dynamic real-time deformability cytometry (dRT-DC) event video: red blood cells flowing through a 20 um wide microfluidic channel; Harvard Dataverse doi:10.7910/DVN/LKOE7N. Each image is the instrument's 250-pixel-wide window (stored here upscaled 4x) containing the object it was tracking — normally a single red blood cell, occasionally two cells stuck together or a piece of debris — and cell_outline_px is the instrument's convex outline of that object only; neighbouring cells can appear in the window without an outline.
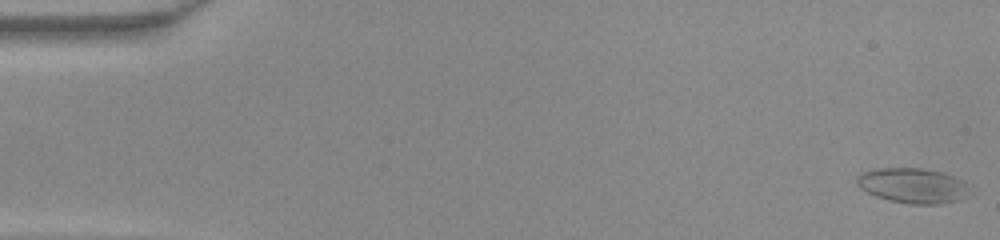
{"species": "common noctule bat (a hibernating species)", "species_latin": "Nyctalus noctula", "temperature_condition": "warm", "stored_images_in_passage": 48, "camera_frame_rate_fps": 3000, "um_per_image_px": 0.085, "animal": {"sex": "female", "body_mass_g": 22.0, "forearm_length_mm": 56.7}, "frame": {"image": 1, "passage_image": 1, "time_ms": 0.0, "image_size_px": [1000, 240], "cell_outline_px": [[964, 188], [960, 200], [940, 204], [908, 204], [888, 200], [876, 196], [860, 188], [856, 184], [856, 176], [860, 172], [876, 168], [920, 168], [944, 172], [964, 180]], "centroid_in_image_um": [77.48, 15.76], "position_along_channel_um": 7.5, "area_um2": 22.89}}
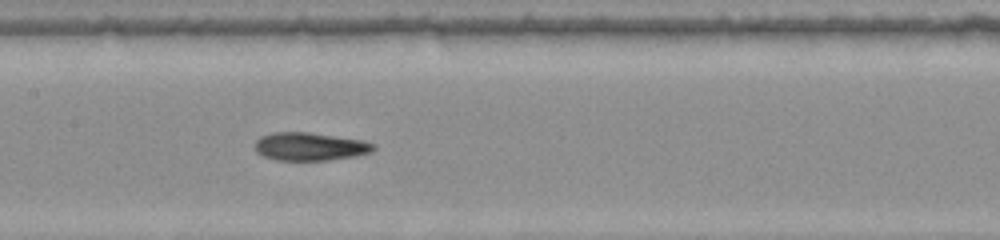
{"frame": {"image": 2, "passage_image": 24, "time_ms": 7.667, "image_size_px": [1000, 240], "cell_outline_px": [[376, 148], [372, 152], [356, 156], [328, 160], [276, 160], [264, 156], [256, 152], [256, 140], [260, 136], [272, 132], [308, 132], [364, 140], [376, 144]], "centroid_in_image_um": [26.38, 12.45], "position_along_channel_um": 181.0, "area_um2": 19.54}}
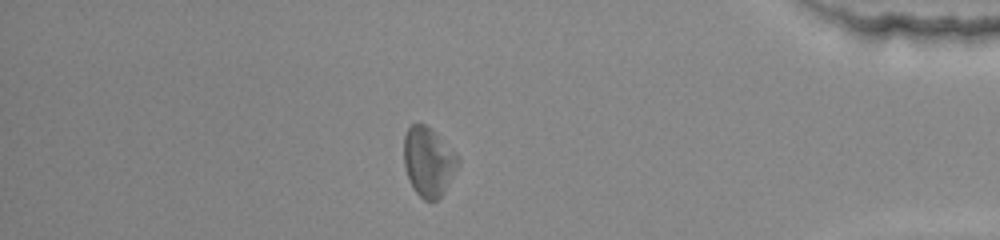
{"frame": {"image": 3, "passage_image": 42, "time_ms": 13.667, "image_size_px": [1000, 240], "cell_outline_px": [[460, 160], [444, 192], [436, 200], [424, 200], [412, 188], [404, 164], [404, 136], [408, 128], [412, 124], [424, 124], [456, 152]], "centroid_in_image_um": [36.4, 13.75], "position_along_channel_um": 398.8, "area_um2": 21.39}}